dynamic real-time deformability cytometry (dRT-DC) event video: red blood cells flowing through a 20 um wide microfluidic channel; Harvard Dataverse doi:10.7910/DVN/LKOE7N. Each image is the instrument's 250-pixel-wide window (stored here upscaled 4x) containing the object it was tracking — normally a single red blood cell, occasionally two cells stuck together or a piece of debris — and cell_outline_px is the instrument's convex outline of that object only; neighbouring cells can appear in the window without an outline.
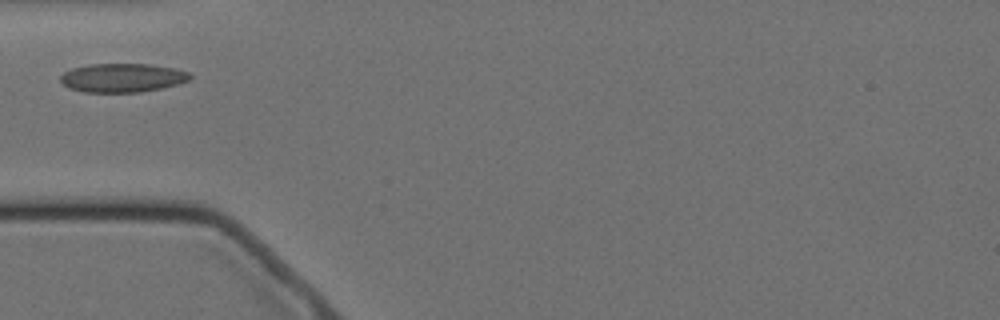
{"species": "Egyptian fruit bat (a non-hibernating species)", "species_latin": "Rousettus aegyptiacus", "temperature_condition": "cold", "stored_images_in_passage": 11, "camera_frame_rate_fps": 3000, "um_per_image_px": 0.085, "animal": {"sex": "female"}, "frame": {"image": 1, "passage_image": 1, "time_ms": 0.0, "image_size_px": [1000, 320], "cell_outline_px": [[192, 76], [188, 80], [176, 84], [160, 88], [140, 92], [84, 92], [68, 88], [60, 80], [60, 76], [64, 72], [72, 68], [88, 64], [148, 64], [172, 68], [188, 72]], "centroid_in_image_um": [10.35, 6.61], "position_along_channel_um": 74.6, "area_um2": 21.56}}
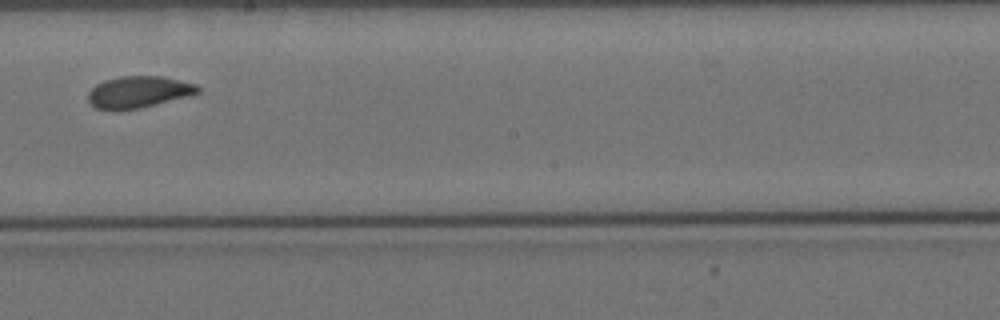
{"frame": {"image": 2, "passage_image": 5, "time_ms": 4.667, "image_size_px": [1000, 320], "cell_outline_px": [[200, 92], [192, 96], [140, 108], [116, 112], [112, 112], [96, 108], [88, 100], [88, 92], [96, 84], [104, 80], [120, 76], [164, 76], [192, 84], [200, 88]], "centroid_in_image_um": [11.75, 7.85], "position_along_channel_um": 236.5, "area_um2": 20.63}}
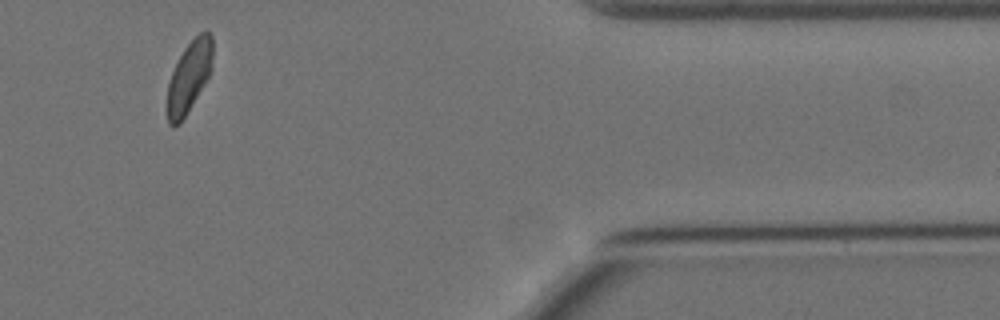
{"frame": {"image": 3, "passage_image": 10, "time_ms": 10.333, "image_size_px": [1000, 320], "cell_outline_px": [[212, 68], [204, 84], [180, 124], [172, 128], [168, 124], [168, 84], [172, 72], [184, 48], [200, 32], [208, 32], [212, 36]], "centroid_in_image_um": [16.07, 6.54], "position_along_channel_um": 395.3, "area_um2": 18.44}}